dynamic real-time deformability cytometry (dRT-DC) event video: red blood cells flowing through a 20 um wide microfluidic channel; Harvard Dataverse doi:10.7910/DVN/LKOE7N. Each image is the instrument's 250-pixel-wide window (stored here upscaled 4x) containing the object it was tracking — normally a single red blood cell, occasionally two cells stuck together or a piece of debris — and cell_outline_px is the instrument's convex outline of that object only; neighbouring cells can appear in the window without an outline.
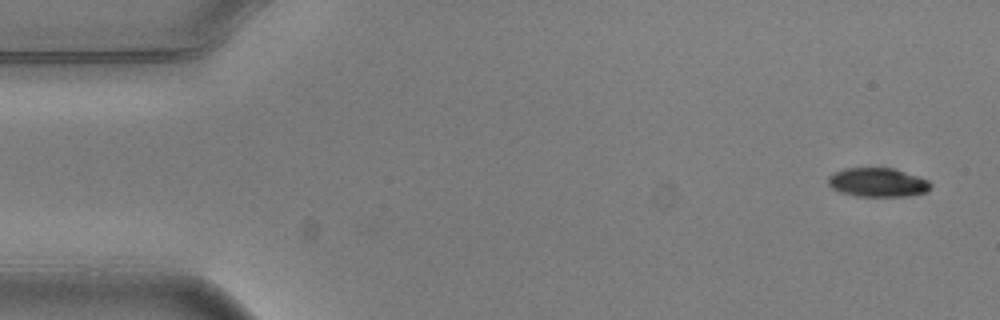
{"species": "common noctule bat (a hibernating species)", "species_latin": "Nyctalus noctula", "temperature_condition": "warm", "stored_images_in_passage": 4, "camera_frame_rate_fps": 3000, "um_per_image_px": 0.085, "animal": {"sex": "male", "body_mass_g": 20.5, "forearm_length_mm": 52.5}, "frame": {"image": 1, "passage_image": 1, "time_ms": 0.0, "image_size_px": [1000, 320], "cell_outline_px": [[932, 188], [928, 192], [908, 196], [856, 196], [840, 192], [832, 188], [828, 184], [828, 176], [844, 168], [896, 168], [928, 180], [932, 184]], "centroid_in_image_um": [74.64, 15.5], "position_along_channel_um": 10.4, "area_um2": 17.46}}
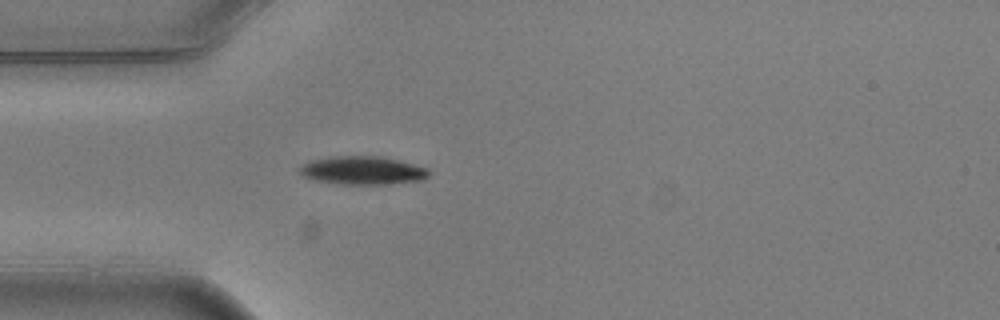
{"frame": {"image": 2, "passage_image": 4, "time_ms": 1.0, "image_size_px": [1000, 320], "cell_outline_px": [[432, 172], [424, 180], [388, 184], [340, 184], [312, 180], [304, 176], [296, 168], [308, 160], [328, 156], [380, 156], [428, 168]], "centroid_in_image_um": [30.77, 14.48], "position_along_channel_um": 54.2, "area_um2": 21.62}}